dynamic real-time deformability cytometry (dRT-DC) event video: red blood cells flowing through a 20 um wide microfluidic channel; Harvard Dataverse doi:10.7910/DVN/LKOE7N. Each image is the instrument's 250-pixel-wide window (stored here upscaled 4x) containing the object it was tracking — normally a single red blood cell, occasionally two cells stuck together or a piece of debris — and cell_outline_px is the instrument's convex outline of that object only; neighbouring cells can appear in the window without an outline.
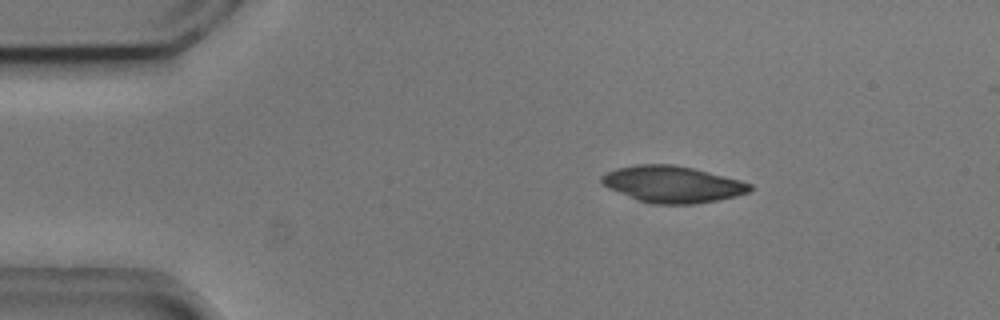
{"species": "common noctule bat (a hibernating species)", "species_latin": "Nyctalus noctula", "temperature_condition": "cold", "stored_images_in_passage": 8, "camera_frame_rate_fps": 3000, "um_per_image_px": 0.085, "animal": {"sex": "male", "body_mass_g": 20.5, "forearm_length_mm": 52.5}, "frame": {"image": 1, "passage_image": 2, "time_ms": 0.333, "image_size_px": [1000, 320], "cell_outline_px": [[752, 188], [748, 192], [736, 196], [720, 200], [696, 204], [652, 204], [636, 200], [608, 188], [600, 180], [600, 176], [616, 168], [636, 164], [672, 164], [692, 168], [740, 180], [752, 184]], "centroid_in_image_um": [57.14, 15.67], "position_along_channel_um": 27.9, "area_um2": 31.67}}